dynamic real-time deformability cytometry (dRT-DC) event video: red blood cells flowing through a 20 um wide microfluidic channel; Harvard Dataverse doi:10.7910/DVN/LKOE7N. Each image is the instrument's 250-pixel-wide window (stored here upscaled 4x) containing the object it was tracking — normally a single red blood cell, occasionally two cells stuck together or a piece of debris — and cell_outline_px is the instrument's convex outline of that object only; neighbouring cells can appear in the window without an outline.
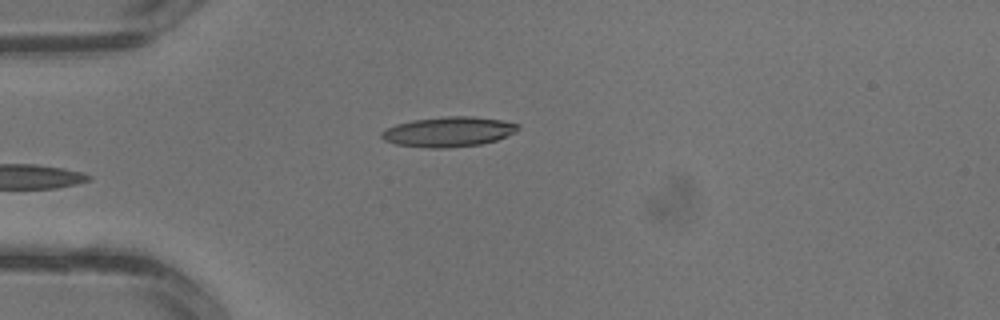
{"species": "common noctule bat (a hibernating species)", "species_latin": "Nyctalus noctula", "temperature_condition": "warm", "stored_images_in_passage": 3, "camera_frame_rate_fps": 3000, "um_per_image_px": 0.085, "animal": {"sex": "male", "body_mass_g": 13.3}, "frame": {"image": 1, "passage_image": 3, "time_ms": 0.667, "image_size_px": [1000, 320], "cell_outline_px": [[520, 128], [516, 132], [496, 140], [480, 144], [444, 148], [428, 148], [396, 144], [384, 140], [380, 136], [380, 132], [396, 124], [412, 120], [448, 116], [472, 116], [500, 120], [520, 124]], "centroid_in_image_um": [38.12, 11.2], "position_along_channel_um": 46.9, "area_um2": 23.76}}